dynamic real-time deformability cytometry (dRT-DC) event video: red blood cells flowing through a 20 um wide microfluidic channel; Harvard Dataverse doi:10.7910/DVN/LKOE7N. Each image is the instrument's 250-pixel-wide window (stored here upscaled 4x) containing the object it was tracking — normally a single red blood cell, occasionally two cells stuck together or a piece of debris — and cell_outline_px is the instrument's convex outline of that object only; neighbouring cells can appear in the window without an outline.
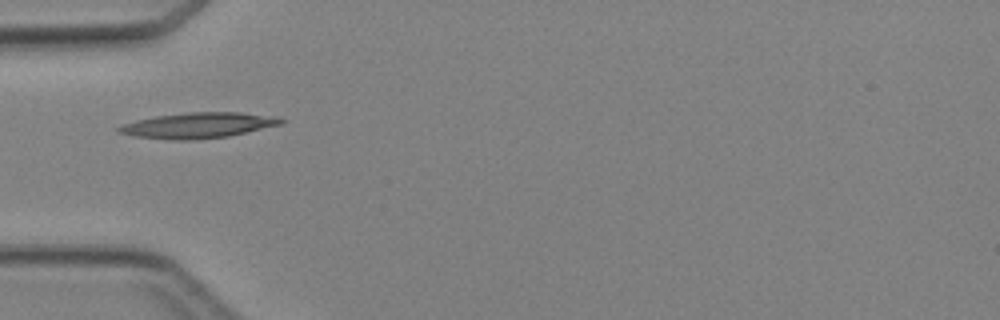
{"species": "Egyptian fruit bat (a non-hibernating species)", "species_latin": "Rousettus aegyptiacus", "temperature_condition": "cold", "stored_images_in_passage": 7, "camera_frame_rate_fps": 3000, "um_per_image_px": 0.085, "animal": {"sex": "female"}, "frame": {"image": 1, "passage_image": 5, "time_ms": 5.0, "image_size_px": [1000, 320], "cell_outline_px": [[288, 120], [280, 124], [228, 136], [192, 140], [172, 140], [132, 136], [116, 132], [116, 128], [120, 124], [136, 120], [156, 116], [188, 112], [240, 112], [280, 116]], "centroid_in_image_um": [16.82, 10.65], "position_along_channel_um": 68.2, "area_um2": 24.39}}
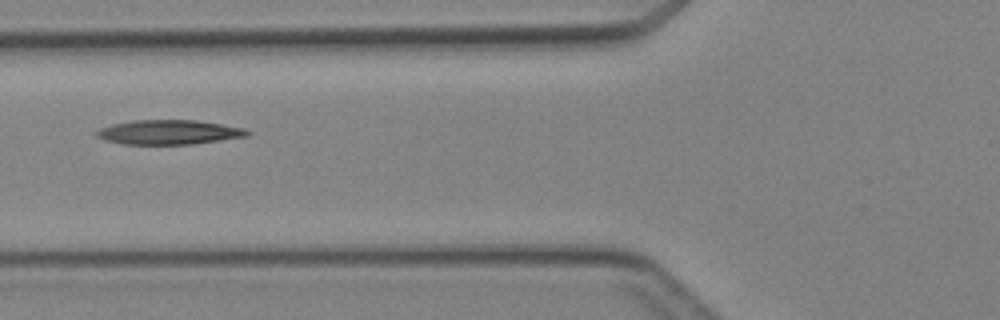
{"frame": {"image": 2, "passage_image": 6, "time_ms": 6.0, "image_size_px": [1000, 320], "cell_outline_px": [[252, 132], [248, 136], [192, 144], [124, 144], [104, 140], [96, 136], [92, 132], [100, 128], [112, 124], [132, 120], [196, 120], [244, 128]], "centroid_in_image_um": [14.31, 11.23], "position_along_channel_um": 111.5, "area_um2": 21.56}}
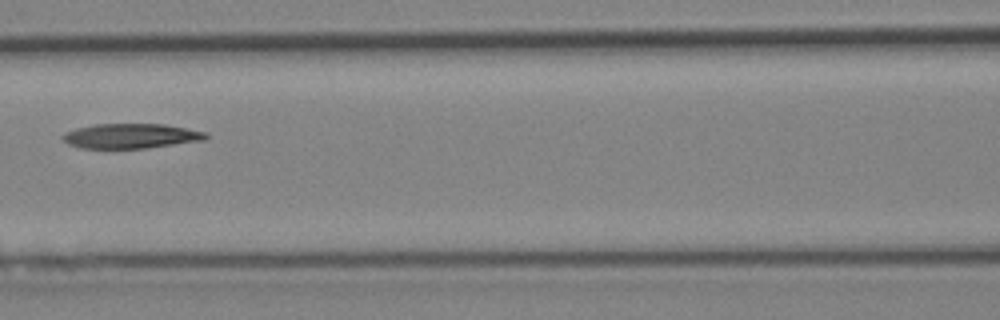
{"frame": {"image": 3, "passage_image": 7, "time_ms": 7.0, "image_size_px": [1000, 320], "cell_outline_px": [[208, 136], [204, 140], [148, 148], [80, 148], [68, 144], [60, 136], [64, 132], [76, 128], [96, 124], [164, 124], [208, 132]], "centroid_in_image_um": [11.12, 11.56], "position_along_channel_um": 155.5, "area_um2": 20.75}}